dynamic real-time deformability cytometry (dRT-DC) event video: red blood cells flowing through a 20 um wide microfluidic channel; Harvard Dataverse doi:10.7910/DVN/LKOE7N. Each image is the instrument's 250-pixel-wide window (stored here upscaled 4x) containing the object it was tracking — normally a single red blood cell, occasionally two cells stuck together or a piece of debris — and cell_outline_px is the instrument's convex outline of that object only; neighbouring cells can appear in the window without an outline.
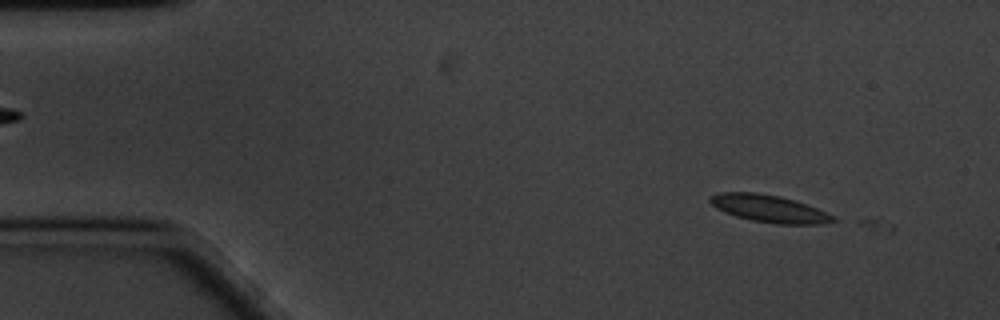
{"species": "common noctule bat (a hibernating species)", "species_latin": "Nyctalus noctula", "temperature_condition": "cold", "stored_images_in_passage": 5, "camera_frame_rate_fps": 3000, "um_per_image_px": 0.085, "animal": {"sex": "male", "body_mass_g": 20.1, "forearm_length_mm": 53.5}, "frame": {"image": 1, "passage_image": 4, "time_ms": 1.0, "image_size_px": [1000, 320], "cell_outline_px": [[836, 220], [820, 224], [776, 224], [752, 220], [736, 216], [724, 212], [716, 208], [708, 200], [712, 196], [720, 192], [756, 192], [780, 196], [796, 200], [808, 204], [836, 216]], "centroid_in_image_um": [65.41, 17.73], "position_along_channel_um": 19.6, "area_um2": 19.65}}